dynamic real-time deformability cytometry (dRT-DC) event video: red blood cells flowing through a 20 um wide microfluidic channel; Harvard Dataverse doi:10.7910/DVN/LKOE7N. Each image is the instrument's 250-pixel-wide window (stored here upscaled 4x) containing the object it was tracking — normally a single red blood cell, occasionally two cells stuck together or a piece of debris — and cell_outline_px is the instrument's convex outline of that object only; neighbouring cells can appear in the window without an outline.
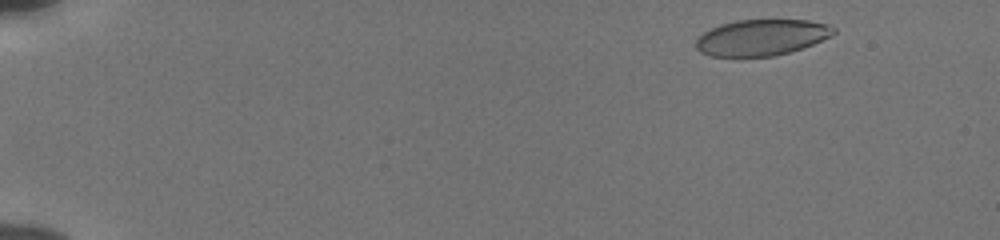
{"species": "human", "species_latin": "Homo sapiens", "temperature_condition": "cold", "stored_images_in_passage": 51, "camera_frame_rate_fps": 3000, "um_per_image_px": 0.085, "donor": {"sex": "male"}, "frame": {"image": 1, "passage_image": 3, "time_ms": 0.667, "image_size_px": [1000, 240], "cell_outline_px": [[836, 32], [832, 36], [812, 44], [788, 52], [772, 56], [712, 56], [700, 52], [696, 48], [696, 40], [704, 32], [720, 24], [736, 20], [808, 20], [828, 24], [836, 28]], "centroid_in_image_um": [64.75, 3.17], "position_along_channel_um": 20.3, "area_um2": 28.78}}
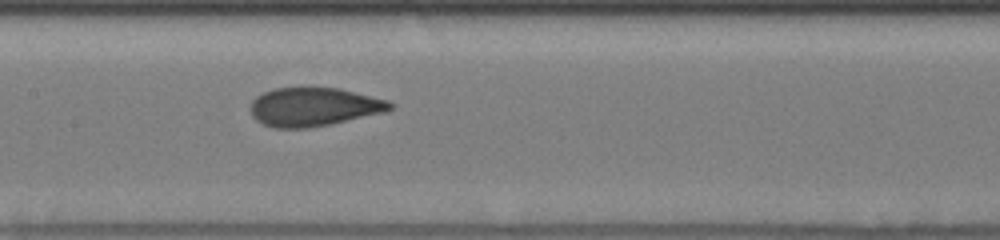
{"frame": {"image": 2, "passage_image": 26, "time_ms": 8.333, "image_size_px": [1000, 240], "cell_outline_px": [[396, 104], [392, 108], [384, 112], [328, 124], [308, 128], [276, 128], [264, 124], [256, 120], [252, 116], [252, 100], [256, 96], [272, 88], [340, 88], [388, 100]], "centroid_in_image_um": [26.68, 9.08], "position_along_channel_um": 180.7, "area_um2": 31.15}}
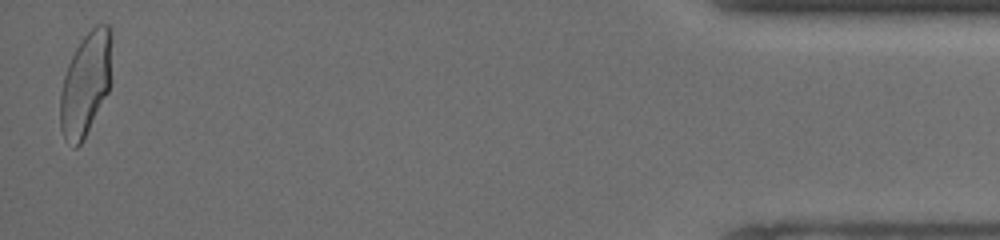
{"frame": {"image": 3, "passage_image": 51, "time_ms": 16.667, "image_size_px": [1000, 240], "cell_outline_px": [[112, 36], [108, 92], [80, 144], [76, 148], [72, 148], [64, 140], [60, 128], [60, 92], [64, 76], [68, 64], [76, 48], [84, 36], [96, 24], [108, 24], [112, 28]], "centroid_in_image_um": [7.26, 7.13], "position_along_channel_um": 427.9, "area_um2": 30.87}, "authors_computed_cell_mechanics": {"area_um2": 31.0964, "velocity_mm_per_s": 3.8552, "shape_relaxation_time_tau1_ms": 7.9251, "shape_relaxation_time_tau2_ms": 0.7566, "deformation_change_tau1": 0.2102, "deformation_change_tau2": 0.0471}}